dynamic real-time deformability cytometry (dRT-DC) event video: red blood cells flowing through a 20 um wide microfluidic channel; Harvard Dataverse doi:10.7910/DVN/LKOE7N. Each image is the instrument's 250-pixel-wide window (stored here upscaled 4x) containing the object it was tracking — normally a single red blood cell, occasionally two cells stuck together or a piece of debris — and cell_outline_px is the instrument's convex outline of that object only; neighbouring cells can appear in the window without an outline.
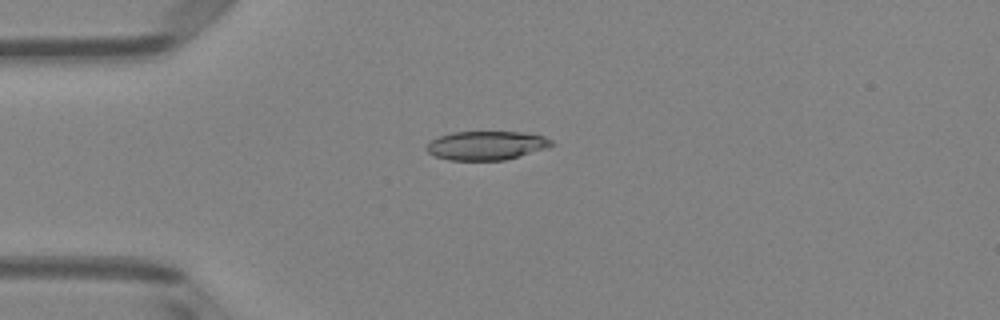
{"species": "Egyptian fruit bat (a non-hibernating species)", "species_latin": "Rousettus aegyptiacus", "temperature_condition": "room temperature", "stored_images_in_passage": 51, "camera_frame_rate_fps": 3000, "um_per_image_px": 0.085, "animal": {"sex": "female"}, "frame": {"image": 1, "passage_image": 13, "time_ms": 4.0, "image_size_px": [1000, 320], "cell_outline_px": [[556, 144], [548, 148], [504, 160], [448, 160], [436, 156], [428, 152], [424, 148], [432, 140], [440, 136], [452, 132], [520, 132], [544, 136], [552, 140]], "centroid_in_image_um": [41.37, 12.36], "position_along_channel_um": 43.6, "area_um2": 20.98}}
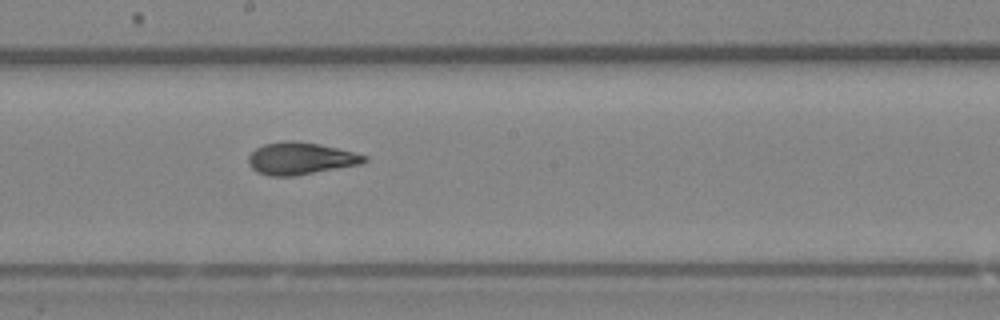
{"frame": {"image": 2, "passage_image": 28, "time_ms": 9.0, "image_size_px": [1000, 320], "cell_outline_px": [[368, 160], [360, 164], [292, 176], [272, 176], [256, 172], [248, 164], [248, 156], [256, 148], [264, 144], [284, 140], [292, 140], [316, 144], [336, 148], [368, 156]], "centroid_in_image_um": [25.5, 13.47], "position_along_channel_um": 222.7, "area_um2": 21.44}}
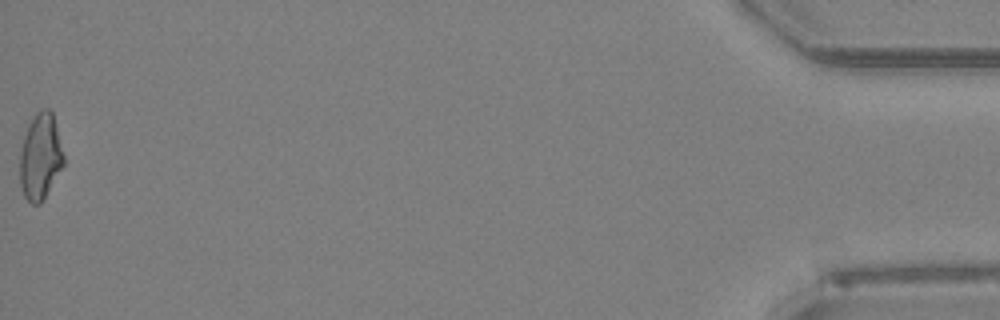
{"frame": {"image": 3, "passage_image": 51, "time_ms": 16.667, "image_size_px": [1000, 320], "cell_outline_px": [[64, 164], [40, 204], [32, 204], [24, 196], [20, 184], [20, 152], [24, 136], [28, 124], [36, 112], [44, 108], [48, 108], [52, 112], [64, 156]], "centroid_in_image_um": [3.42, 13.31], "position_along_channel_um": 431.8, "area_um2": 21.73}, "authors_computed_cell_mechanics": {"area_um2": 21.5016, "velocity_mm_per_s": 4.0132, "shape_relaxation_time_tau1_ms": 6.2117, "shape_relaxation_time_tau2_ms": 1.5599, "deformation_change_tau1": 0.1724, "deformation_change_tau2": 0.0832}}